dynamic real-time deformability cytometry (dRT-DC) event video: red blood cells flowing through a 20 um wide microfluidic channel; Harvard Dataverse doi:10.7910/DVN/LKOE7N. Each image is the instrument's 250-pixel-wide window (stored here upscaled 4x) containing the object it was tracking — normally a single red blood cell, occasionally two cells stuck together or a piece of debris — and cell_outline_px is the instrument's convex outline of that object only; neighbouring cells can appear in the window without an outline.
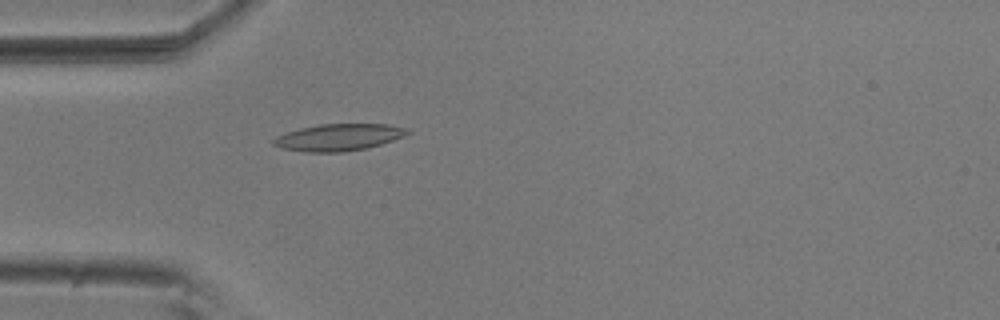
{"species": "common noctule bat (a hibernating species)", "species_latin": "Nyctalus noctula", "temperature_condition": "room temperature", "stored_images_in_passage": 36, "camera_frame_rate_fps": 3000, "um_per_image_px": 0.085, "animal": {"sex": "male", "body_mass_g": 20.5, "forearm_length_mm": 52.5}, "frame": {"image": 1, "passage_image": 8, "time_ms": 2.333, "image_size_px": [1000, 320], "cell_outline_px": [[412, 132], [404, 136], [368, 148], [344, 152], [304, 152], [280, 148], [272, 144], [272, 140], [276, 136], [300, 128], [320, 124], [388, 124], [404, 128]], "centroid_in_image_um": [28.75, 11.68], "position_along_channel_um": 56.2, "area_um2": 20.98}}
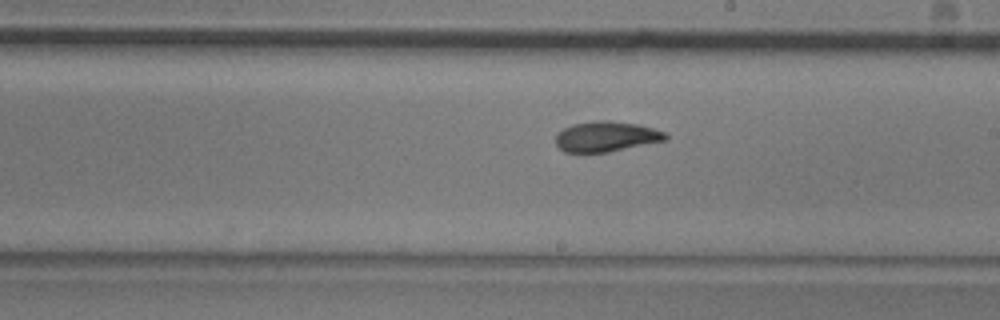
{"frame": {"image": 2, "passage_image": 23, "time_ms": 7.333, "image_size_px": [1000, 320], "cell_outline_px": [[668, 140], [608, 152], [564, 152], [556, 144], [556, 136], [564, 128], [572, 124], [596, 120], [604, 120], [640, 124], [664, 132], [668, 136]], "centroid_in_image_um": [51.55, 11.6], "position_along_channel_um": 237.4, "area_um2": 19.36}}
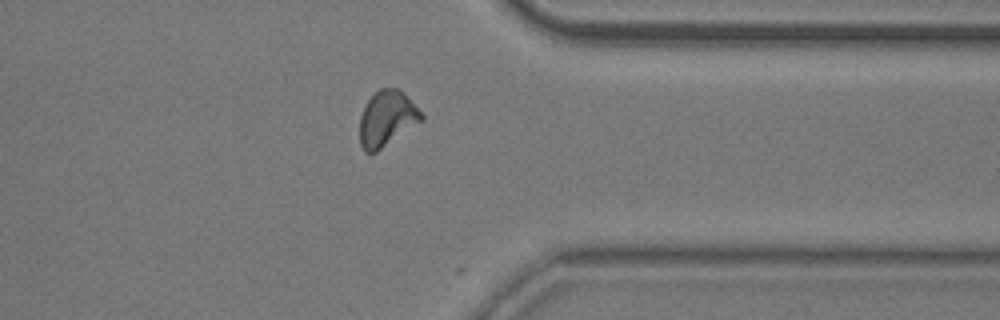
{"frame": {"image": 3, "passage_image": 35, "time_ms": 11.333, "image_size_px": [1000, 320], "cell_outline_px": [[424, 120], [376, 152], [364, 152], [360, 144], [360, 116], [364, 104], [380, 88], [400, 88], [424, 116]], "centroid_in_image_um": [32.88, 10.08], "position_along_channel_um": 378.5, "area_um2": 19.94}, "authors_computed_cell_mechanics": {"area_um2": 19.5075, "velocity_mm_per_s": 3.7031, "shape_relaxation_time_tau1_ms": 6.1156, "shape_relaxation_time_tau2_ms": 2.202, "deformation_change_tau1": 0.164, "deformation_change_tau2": 0.0837}}